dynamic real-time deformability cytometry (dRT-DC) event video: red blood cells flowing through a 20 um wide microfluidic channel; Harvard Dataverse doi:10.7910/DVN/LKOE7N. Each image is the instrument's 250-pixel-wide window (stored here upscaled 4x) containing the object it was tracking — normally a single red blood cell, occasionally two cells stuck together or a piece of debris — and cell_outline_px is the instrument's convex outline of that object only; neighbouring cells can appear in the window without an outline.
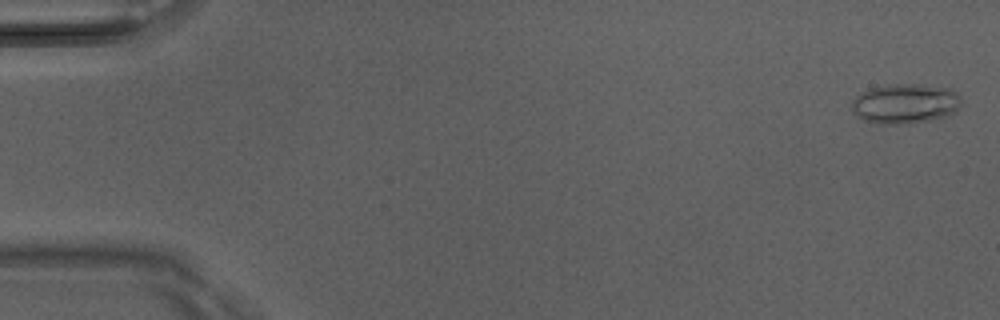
{"species": "Egyptian fruit bat (a non-hibernating species)", "species_latin": "Rousettus aegyptiacus", "temperature_condition": "room temperature", "stored_images_in_passage": 51, "camera_frame_rate_fps": 3000, "um_per_image_px": 0.085, "animal": {"sex": "male"}, "frame": {"image": 1, "passage_image": 2, "time_ms": 0.333, "image_size_px": [1000, 320], "cell_outline_px": [[960, 104], [948, 116], [912, 124], [880, 124], [864, 120], [856, 116], [852, 108], [852, 100], [856, 96], [872, 88], [892, 84], [920, 84], [948, 88], [956, 92], [960, 96]], "centroid_in_image_um": [76.93, 8.82], "position_along_channel_um": 8.1, "area_um2": 25.37}}
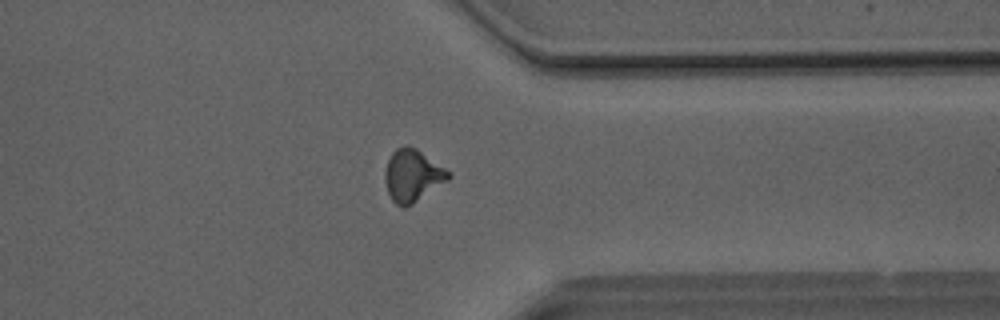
{"frame": {"image": 2, "passage_image": 40, "time_ms": 13.0, "image_size_px": [1000, 320], "cell_outline_px": [[452, 176], [448, 180], [412, 204], [404, 208], [396, 204], [392, 200], [388, 192], [384, 176], [384, 172], [388, 160], [392, 152], [396, 148], [404, 144], [408, 144], [416, 148], [452, 172]], "centroid_in_image_um": [35.07, 14.89], "position_along_channel_um": 376.3, "area_um2": 19.42}}
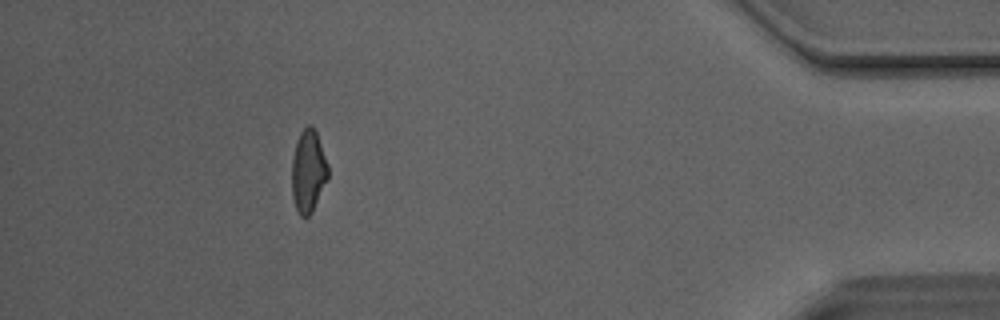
{"frame": {"image": 3, "passage_image": 46, "time_ms": 15.0, "image_size_px": [1000, 320], "cell_outline_px": [[328, 180], [312, 212], [308, 216], [300, 216], [296, 208], [292, 196], [292, 156], [296, 140], [300, 132], [308, 124], [312, 124], [316, 132], [328, 164]], "centroid_in_image_um": [26.2, 14.54], "position_along_channel_um": 409.0, "area_um2": 17.57}, "authors_computed_cell_mechanics": {"area_um2": 18.4382, "velocity_mm_per_s": 4.1395, "shape_relaxation_time_tau1_ms": 5.3985, "shape_relaxation_time_tau2_ms": 1.7211, "deformation_change_tau1": 0.192, "deformation_change_tau2": 0.0914}}